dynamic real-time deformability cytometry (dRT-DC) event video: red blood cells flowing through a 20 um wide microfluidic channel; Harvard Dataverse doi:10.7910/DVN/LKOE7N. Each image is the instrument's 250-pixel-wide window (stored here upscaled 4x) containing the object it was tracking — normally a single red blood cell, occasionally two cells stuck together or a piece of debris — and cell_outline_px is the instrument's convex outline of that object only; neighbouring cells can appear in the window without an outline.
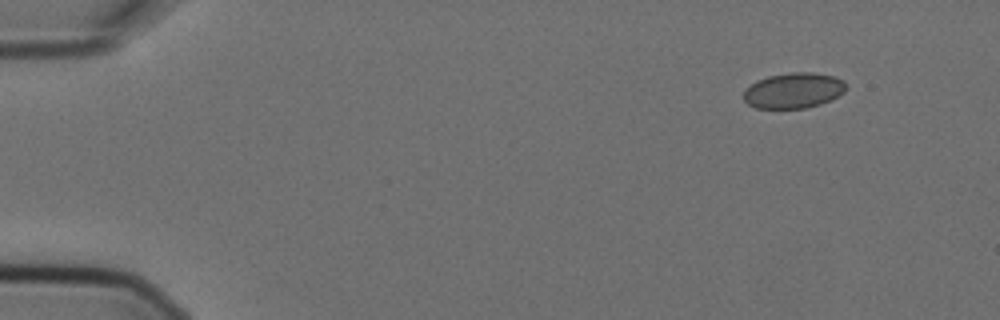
{"species": "Egyptian fruit bat (a non-hibernating species)", "species_latin": "Rousettus aegyptiacus", "temperature_condition": "cold", "stored_images_in_passage": 4, "camera_frame_rate_fps": 3000, "um_per_image_px": 0.085, "animal": {"sex": "female"}, "frame": {"image": 1, "passage_image": 1, "time_ms": 0.0, "image_size_px": [1000, 320], "cell_outline_px": [[844, 92], [832, 100], [820, 104], [804, 108], [756, 108], [748, 104], [744, 100], [744, 92], [756, 80], [768, 76], [792, 72], [812, 72], [836, 76], [844, 80]], "centroid_in_image_um": [67.47, 7.69], "position_along_channel_um": 17.5, "area_um2": 21.15}}